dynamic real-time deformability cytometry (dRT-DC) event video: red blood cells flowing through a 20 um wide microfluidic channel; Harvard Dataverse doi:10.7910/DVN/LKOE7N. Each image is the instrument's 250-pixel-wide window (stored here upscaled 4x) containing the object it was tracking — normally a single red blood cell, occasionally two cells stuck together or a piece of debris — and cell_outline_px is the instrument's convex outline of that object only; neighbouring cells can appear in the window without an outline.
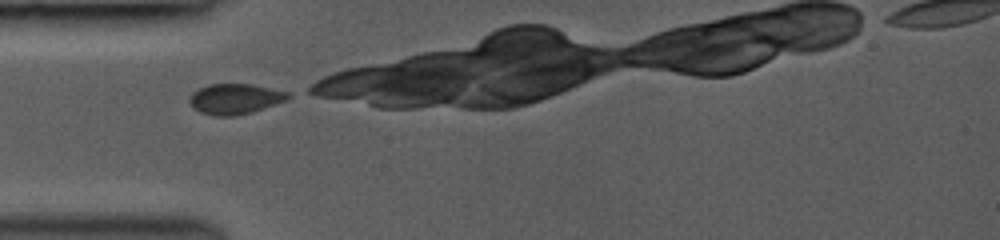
{"species": "common noctule bat (a hibernating species)", "species_latin": "Nyctalus noctula", "temperature_condition": "room temperature", "stored_images_in_passage": 22, "camera_frame_rate_fps": 3000, "um_per_image_px": 0.085, "animal": {"sex": "female", "body_mass_g": 19.0, "forearm_length_mm": 53.3}, "frame": {"image": 1, "passage_image": 1, "time_ms": 0.0, "image_size_px": [1000, 240], "cell_outline_px": [[292, 96], [288, 100], [252, 112], [232, 116], [212, 116], [200, 112], [188, 100], [188, 96], [192, 92], [208, 84], [252, 84], [288, 92]], "centroid_in_image_um": [19.98, 8.4], "position_along_channel_um": 65.0, "area_um2": 17.51}}
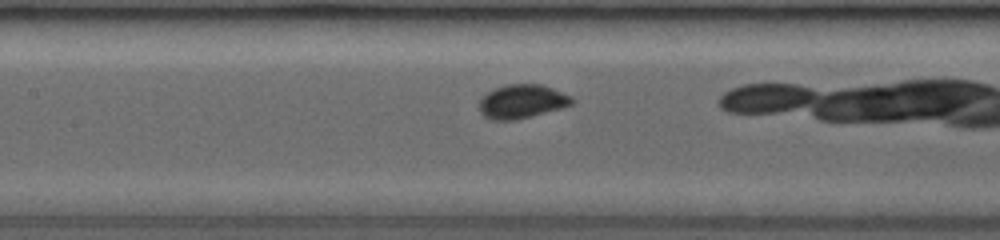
{"frame": {"image": 2, "passage_image": 12, "time_ms": 2.333, "image_size_px": [1000, 240], "cell_outline_px": [[576, 100], [572, 104], [564, 108], [516, 120], [492, 120], [484, 116], [480, 112], [480, 100], [492, 88], [508, 84], [544, 84], [572, 96]], "centroid_in_image_um": [44.42, 8.62], "position_along_channel_um": 163.0, "area_um2": 18.55}}
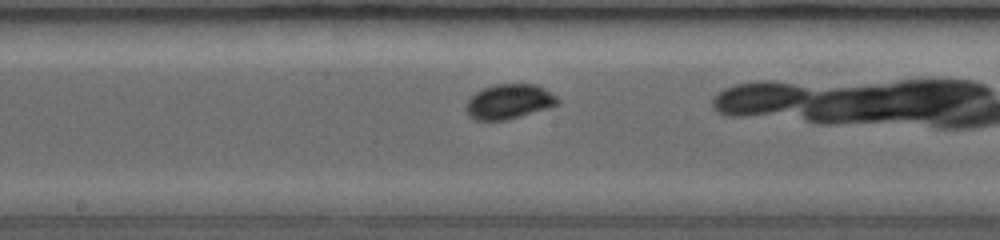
{"frame": {"image": 3, "passage_image": 16, "time_ms": 3.333, "image_size_px": [1000, 240], "cell_outline_px": [[560, 100], [556, 104], [548, 108], [504, 120], [476, 120], [468, 116], [464, 108], [468, 100], [476, 92], [484, 88], [496, 84], [536, 84], [544, 88], [556, 96]], "centroid_in_image_um": [43.24, 8.63], "position_along_channel_um": 205.0, "area_um2": 18.38}}